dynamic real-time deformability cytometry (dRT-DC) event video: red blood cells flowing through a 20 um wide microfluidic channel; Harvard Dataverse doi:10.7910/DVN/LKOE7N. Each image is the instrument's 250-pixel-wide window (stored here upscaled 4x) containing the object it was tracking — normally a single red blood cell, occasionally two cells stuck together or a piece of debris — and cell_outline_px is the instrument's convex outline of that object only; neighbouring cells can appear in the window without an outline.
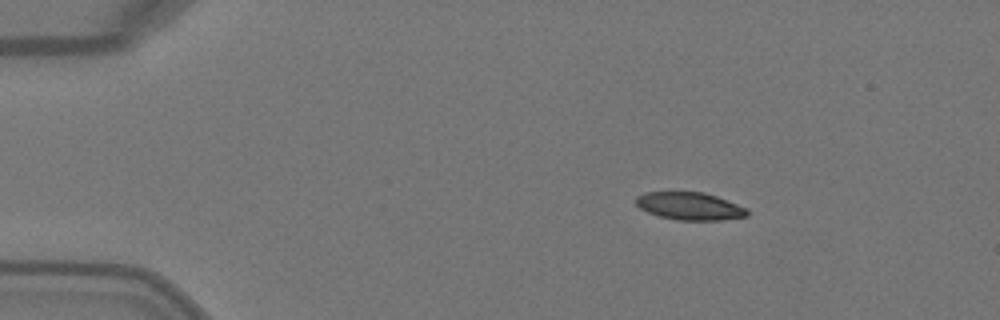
{"species": "Egyptian fruit bat (a non-hibernating species)", "species_latin": "Rousettus aegyptiacus", "temperature_condition": "warm", "stored_images_in_passage": 3, "camera_frame_rate_fps": 3000, "um_per_image_px": 0.085, "animal": {"sex": "female"}, "frame": {"image": 1, "passage_image": 2, "time_ms": 0.333, "image_size_px": [1000, 320], "cell_outline_px": [[748, 216], [720, 220], [676, 220], [660, 216], [648, 212], [640, 208], [636, 204], [636, 196], [644, 192], [704, 192], [716, 196], [748, 208]], "centroid_in_image_um": [58.63, 17.52], "position_along_channel_um": 26.4, "area_um2": 17.92}}